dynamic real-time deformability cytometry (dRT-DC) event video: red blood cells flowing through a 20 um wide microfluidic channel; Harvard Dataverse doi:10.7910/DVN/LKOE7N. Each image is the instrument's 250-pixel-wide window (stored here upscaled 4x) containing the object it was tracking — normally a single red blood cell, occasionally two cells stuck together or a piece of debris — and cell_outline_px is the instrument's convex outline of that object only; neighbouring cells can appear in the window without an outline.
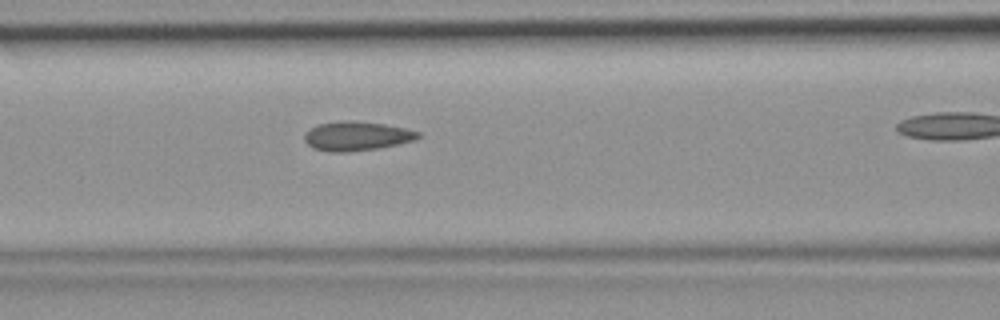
{"species": "common noctule bat (a hibernating species)", "species_latin": "Nyctalus noctula", "temperature_condition": "room temperature", "stored_images_in_passage": 33, "camera_frame_rate_fps": 3000, "um_per_image_px": 0.085, "animal": {"sex": "female", "body_mass_g": 19.9}, "frame": {"image": 1, "passage_image": 15, "time_ms": 4.667, "image_size_px": [1000, 320], "cell_outline_px": [[420, 136], [416, 140], [380, 148], [348, 152], [332, 152], [312, 148], [304, 140], [304, 132], [320, 124], [348, 120], [352, 120], [384, 124], [404, 128], [420, 132]], "centroid_in_image_um": [30.32, 11.57], "position_along_channel_um": 136.3, "area_um2": 19.31}}